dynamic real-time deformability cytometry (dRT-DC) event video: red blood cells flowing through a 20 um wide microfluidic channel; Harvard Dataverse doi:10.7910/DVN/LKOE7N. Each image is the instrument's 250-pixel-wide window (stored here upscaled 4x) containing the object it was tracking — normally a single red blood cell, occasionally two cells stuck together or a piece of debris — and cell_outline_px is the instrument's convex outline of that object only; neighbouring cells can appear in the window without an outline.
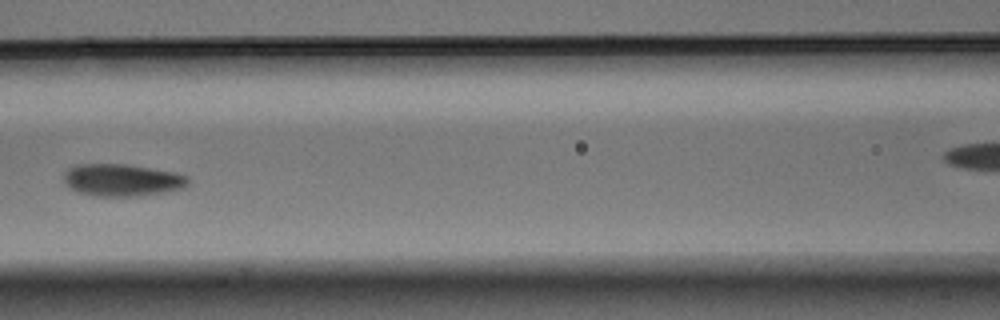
{"species": "Egyptian fruit bat (a non-hibernating species)", "species_latin": "Rousettus aegyptiacus", "temperature_condition": "warm", "stored_images_in_passage": 9, "camera_frame_rate_fps": 3000, "um_per_image_px": 0.085, "animal": {"sex": "male"}, "frame": {"image": 1, "passage_image": 6, "time_ms": 1.667, "image_size_px": [1000, 320], "cell_outline_px": [[188, 184], [184, 188], [164, 192], [136, 196], [96, 196], [76, 192], [64, 184], [64, 172], [68, 168], [76, 164], [128, 164], [172, 172], [188, 176]], "centroid_in_image_um": [10.33, 15.3], "position_along_channel_um": 156.3, "area_um2": 23.41}}
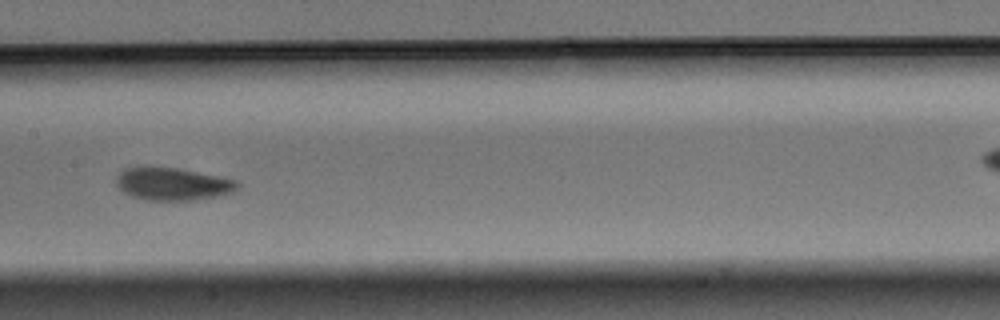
{"frame": {"image": 2, "passage_image": 7, "time_ms": 2.0, "image_size_px": [1000, 320], "cell_outline_px": [[240, 184], [232, 192], [216, 196], [192, 200], [144, 200], [132, 196], [124, 192], [116, 184], [116, 176], [124, 168], [176, 168], [236, 180]], "centroid_in_image_um": [14.65, 15.65], "position_along_channel_um": 192.8, "area_um2": 22.48}}
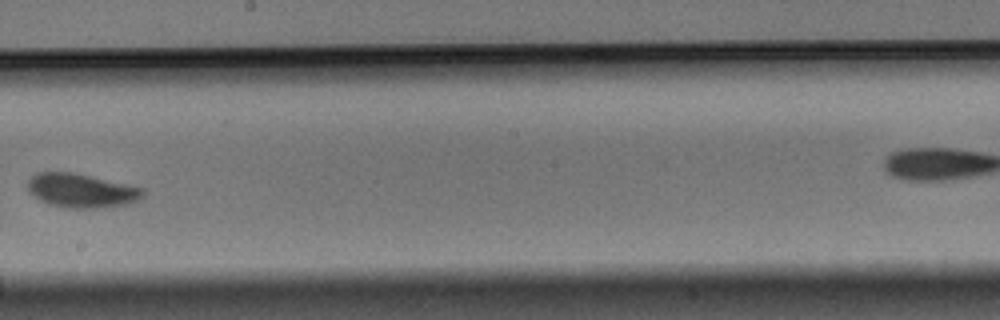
{"frame": {"image": 3, "passage_image": 8, "time_ms": 2.333, "image_size_px": [1000, 320], "cell_outline_px": [[144, 196], [128, 204], [96, 208], [64, 208], [48, 204], [40, 200], [28, 192], [28, 180], [36, 172], [72, 172], [144, 188]], "centroid_in_image_um": [6.89, 16.2], "position_along_channel_um": 241.3, "area_um2": 22.77}}